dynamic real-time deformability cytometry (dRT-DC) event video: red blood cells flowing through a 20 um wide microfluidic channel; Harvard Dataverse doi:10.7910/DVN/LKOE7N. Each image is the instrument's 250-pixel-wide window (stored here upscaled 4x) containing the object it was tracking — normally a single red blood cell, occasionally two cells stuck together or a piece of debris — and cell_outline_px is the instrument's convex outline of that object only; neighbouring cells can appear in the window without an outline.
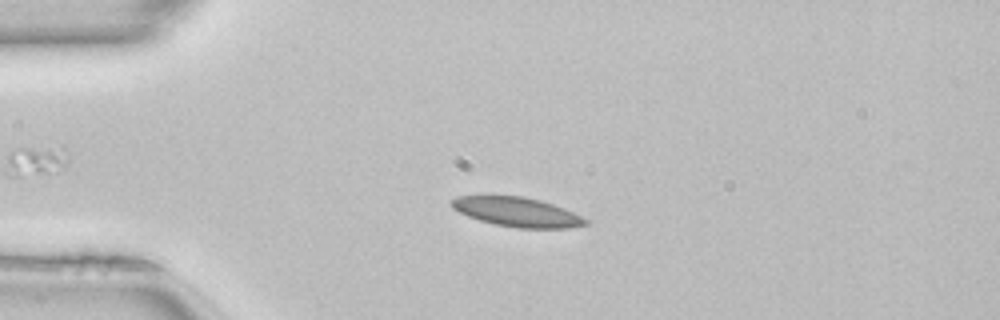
{"species": "common noctule bat (a hibernating species)", "species_latin": "Nyctalus noctula", "temperature_condition": "room temperature", "stored_images_in_passage": 37, "camera_frame_rate_fps": 3000, "um_per_image_px": 0.085, "animal": {"sex": "female", "body_mass_g": 22.7, "forearm_length_mm": 54.2}, "frame": {"image": 1, "passage_image": 1, "time_ms": 0.0, "image_size_px": [1000, 320], "cell_outline_px": [[588, 224], [568, 228], [516, 228], [496, 224], [480, 220], [468, 216], [452, 208], [448, 200], [456, 196], [480, 192], [488, 192], [524, 196], [540, 200], [564, 208], [588, 220]], "centroid_in_image_um": [43.81, 17.94], "position_along_channel_um": 41.2, "area_um2": 23.93}}
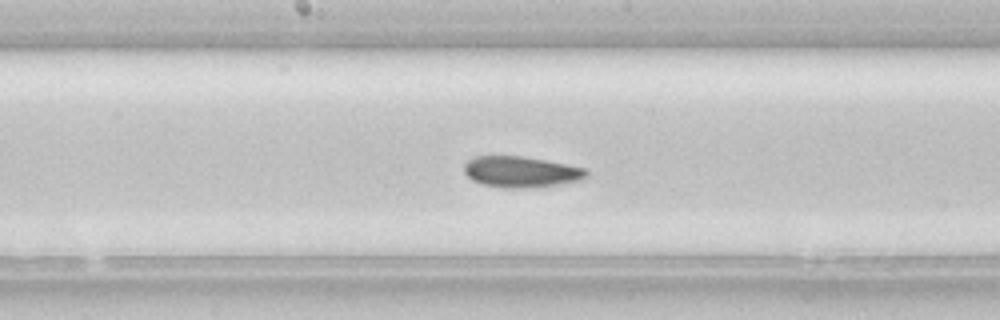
{"frame": {"image": 2, "passage_image": 15, "time_ms": 4.667, "image_size_px": [1000, 320], "cell_outline_px": [[588, 176], [584, 180], [528, 188], [504, 188], [484, 184], [472, 180], [464, 172], [464, 164], [468, 160], [476, 156], [520, 156], [544, 160], [584, 168], [588, 172]], "centroid_in_image_um": [44.28, 14.61], "position_along_channel_um": 203.9, "area_um2": 21.91}}
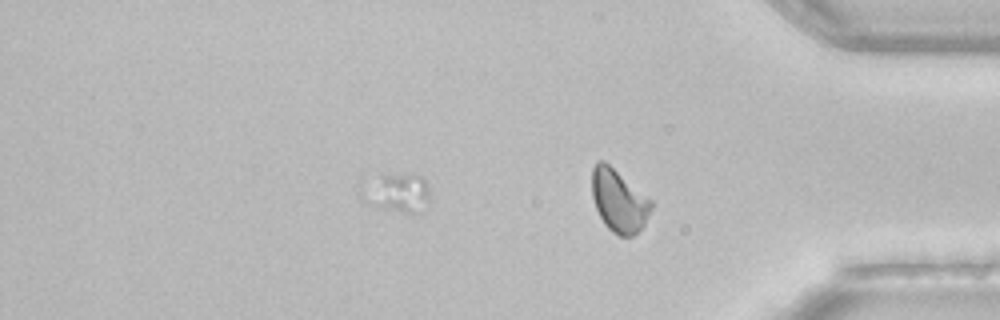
{"frame": {"image": 3, "passage_image": 29, "time_ms": 9.333, "image_size_px": [1000, 320], "cell_outline_px": [[432, 200], [412, 212], [404, 212], [376, 208], [360, 200], [360, 188], [384, 176], [424, 176], [428, 180]], "centroid_in_image_um": [33.77, 16.42], "position_along_channel_um": 401.4, "area_um2": 15.03}, "authors_computed_cell_mechanics": {"area_um2": 21.675, "velocity_mm_per_s": 4.0821, "shape_relaxation_time_tau1_ms": 8.6866, "shape_relaxation_time_tau2_ms": 2.6894, "deformation_change_tau1": 0.1576, "deformation_change_tau2": 0.0765}}